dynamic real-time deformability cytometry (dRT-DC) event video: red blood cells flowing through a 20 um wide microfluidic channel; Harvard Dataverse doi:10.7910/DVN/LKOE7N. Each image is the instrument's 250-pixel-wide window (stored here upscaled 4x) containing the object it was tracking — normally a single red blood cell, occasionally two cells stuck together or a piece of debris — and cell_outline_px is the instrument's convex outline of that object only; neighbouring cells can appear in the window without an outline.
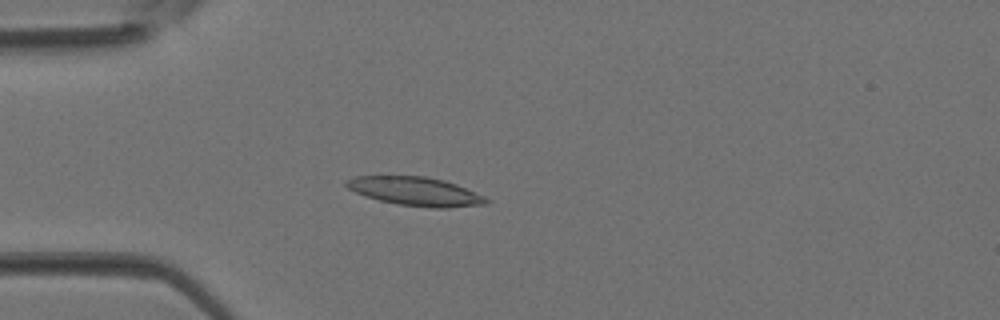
{"species": "Egyptian fruit bat (a non-hibernating species)", "species_latin": "Rousettus aegyptiacus", "temperature_condition": "room temperature", "stored_images_in_passage": 2, "camera_frame_rate_fps": 3000, "um_per_image_px": 0.085, "animal": {"sex": "female"}, "frame": {"image": 1, "passage_image": 2, "time_ms": 0.333, "image_size_px": [1000, 320], "cell_outline_px": [[492, 200], [488, 204], [448, 208], [432, 208], [396, 204], [380, 200], [356, 192], [348, 188], [344, 184], [344, 180], [356, 176], [424, 176], [444, 180], [456, 184], [484, 196]], "centroid_in_image_um": [35.35, 16.27], "position_along_channel_um": 49.7, "area_um2": 23.41}}